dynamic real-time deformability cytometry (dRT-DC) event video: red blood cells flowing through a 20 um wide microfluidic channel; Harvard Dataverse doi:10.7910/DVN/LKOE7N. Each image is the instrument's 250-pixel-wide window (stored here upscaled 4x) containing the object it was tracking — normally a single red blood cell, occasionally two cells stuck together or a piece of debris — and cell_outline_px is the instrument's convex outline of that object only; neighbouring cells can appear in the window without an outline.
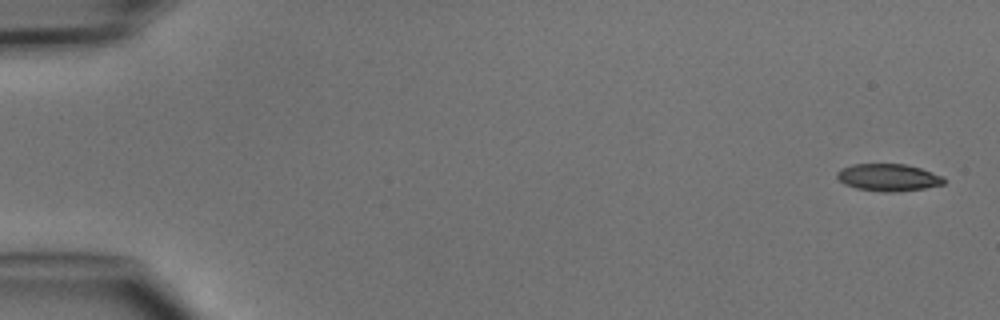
{"species": "common noctule bat (a hibernating species)", "species_latin": "Nyctalus noctula", "temperature_condition": "cold", "stored_images_in_passage": 5, "camera_frame_rate_fps": 3000, "um_per_image_px": 0.085, "animal": {"sex": "male", "body_mass_g": 15.6}, "frame": {"image": 1, "passage_image": 1, "time_ms": 0.0, "image_size_px": [1000, 320], "cell_outline_px": [[944, 184], [924, 188], [896, 192], [884, 192], [856, 188], [844, 184], [836, 176], [836, 172], [840, 168], [852, 164], [904, 164], [920, 168], [944, 176]], "centroid_in_image_um": [75.49, 15.08], "position_along_channel_um": 9.5, "area_um2": 16.99}}
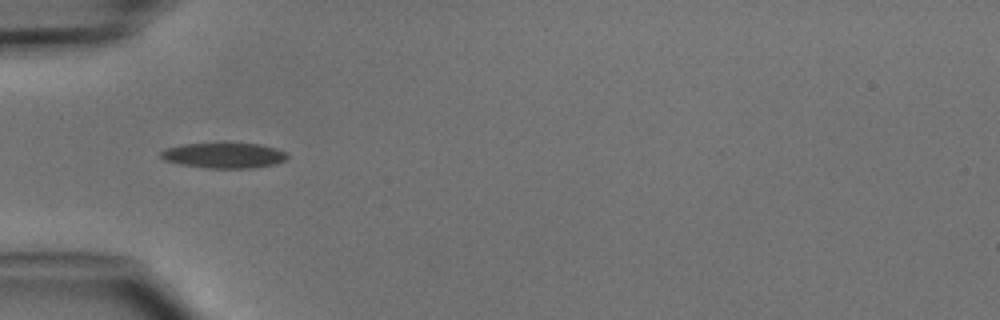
{"frame": {"image": 2, "passage_image": 4, "time_ms": 4.667, "image_size_px": [1000, 320], "cell_outline_px": [[288, 156], [284, 160], [272, 164], [252, 168], [208, 168], [180, 164], [164, 160], [160, 156], [160, 152], [164, 148], [180, 144], [224, 140], [260, 144], [276, 148], [284, 152]], "centroid_in_image_um": [18.96, 13.15], "position_along_channel_um": 66.0, "area_um2": 19.59}}